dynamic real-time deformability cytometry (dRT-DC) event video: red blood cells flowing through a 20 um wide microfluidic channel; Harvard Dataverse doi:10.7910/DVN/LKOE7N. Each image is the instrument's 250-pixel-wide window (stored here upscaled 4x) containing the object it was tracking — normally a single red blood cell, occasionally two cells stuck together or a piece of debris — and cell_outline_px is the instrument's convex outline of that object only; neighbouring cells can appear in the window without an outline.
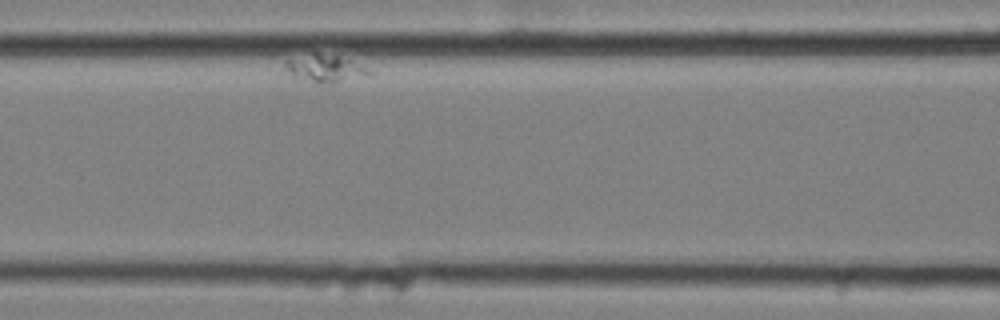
{"species": "common noctule bat (a hibernating species)", "species_latin": "Nyctalus noctula", "temperature_condition": "cold", "stored_images_in_passage": 43, "camera_frame_rate_fps": 3000, "um_per_image_px": 0.085, "animal": {"sex": "female", "body_mass_g": 25.1}, "frame": {"image": 1, "passage_image": 13, "time_ms": 4.0, "image_size_px": [1000, 320], "cell_outline_px": [[372, 72], [332, 84], [320, 84], [296, 80], [280, 72], [284, 60], [316, 52], [336, 56], [348, 60]], "centroid_in_image_um": [27.32, 5.85], "position_along_channel_um": 139.3, "area_um2": 13.7}}
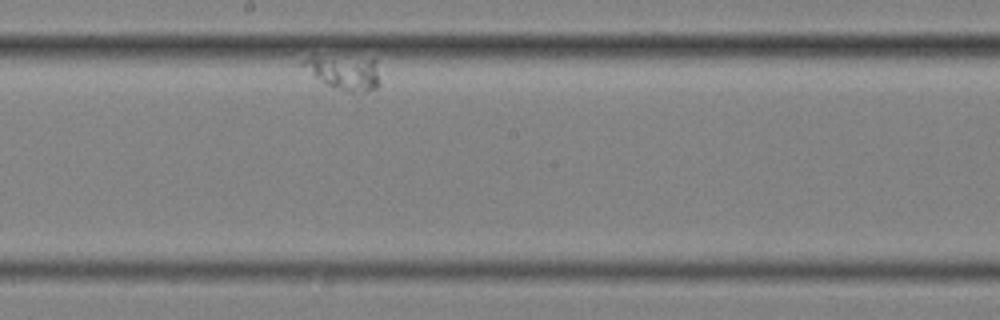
{"frame": {"image": 2, "passage_image": 25, "time_ms": 8.0, "image_size_px": [1000, 320], "cell_outline_px": [[380, 84], [376, 88], [364, 92], [344, 92], [328, 84], [316, 76], [300, 64], [304, 60], [312, 56], [316, 56], [376, 60], [380, 80]], "centroid_in_image_um": [29.33, 6.18], "position_along_channel_um": 218.9, "area_um2": 14.85}}
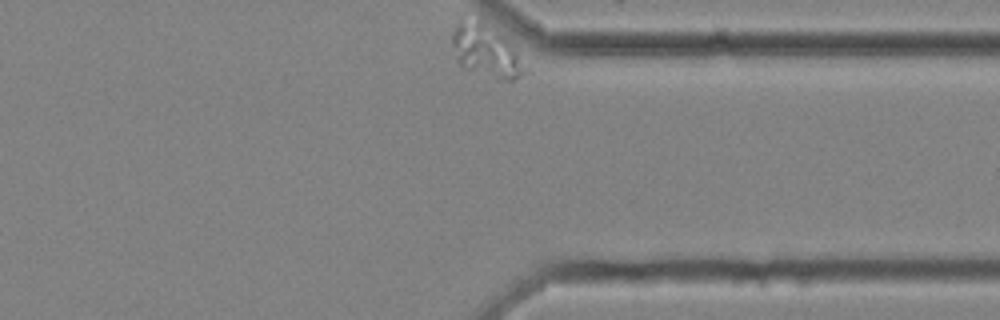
{"frame": {"image": 3, "passage_image": 43, "time_ms": 14.0, "image_size_px": [1000, 320], "cell_outline_px": [[528, 68], [520, 76], [512, 80], [500, 80], [460, 64], [456, 60], [452, 44], [452, 32], [456, 20], [480, 16], [504, 36], [512, 44]], "centroid_in_image_um": [41.3, 4.22], "position_along_channel_um": 370.1, "area_um2": 22.54}}